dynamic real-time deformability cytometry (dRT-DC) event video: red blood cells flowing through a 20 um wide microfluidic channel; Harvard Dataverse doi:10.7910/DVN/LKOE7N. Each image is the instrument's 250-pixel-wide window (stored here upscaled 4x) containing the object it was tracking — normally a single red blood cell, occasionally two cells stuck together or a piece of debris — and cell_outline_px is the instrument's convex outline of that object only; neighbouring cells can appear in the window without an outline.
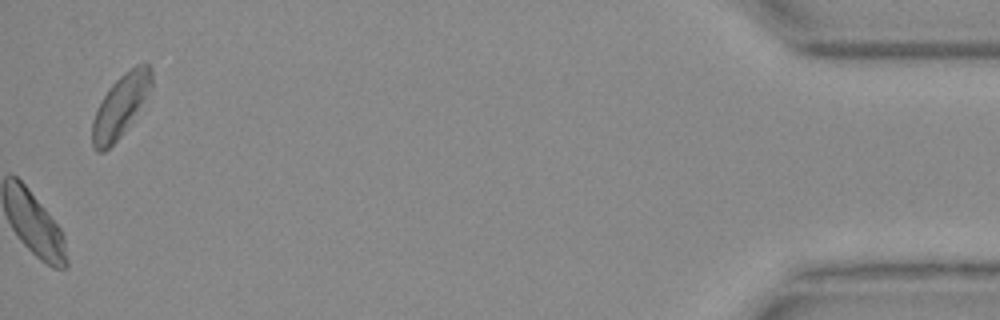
{"species": "Egyptian fruit bat (a non-hibernating species)", "species_latin": "Rousettus aegyptiacus", "temperature_condition": "warm", "stored_images_in_passage": 32, "camera_frame_rate_fps": 3000, "um_per_image_px": 0.085, "animal": {"sex": "female"}, "frame": {"image": 1, "passage_image": 32, "time_ms": 10.333, "image_size_px": [1000, 320], "cell_outline_px": [[152, 88], [120, 136], [104, 152], [96, 152], [92, 148], [92, 120], [96, 108], [108, 88], [124, 72], [136, 64], [144, 60], [152, 68]], "centroid_in_image_um": [10.23, 8.95], "position_along_channel_um": 425.0, "area_um2": 21.44}}